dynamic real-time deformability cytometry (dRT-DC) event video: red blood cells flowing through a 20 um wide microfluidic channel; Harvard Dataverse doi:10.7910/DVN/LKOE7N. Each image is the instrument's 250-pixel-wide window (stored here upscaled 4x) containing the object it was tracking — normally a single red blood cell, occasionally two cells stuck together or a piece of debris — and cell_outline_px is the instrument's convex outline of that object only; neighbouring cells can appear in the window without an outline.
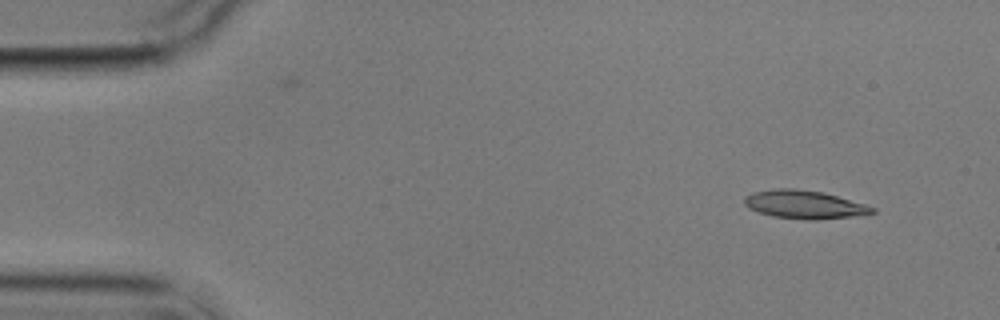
{"species": "common noctule bat (a hibernating species)", "species_latin": "Nyctalus noctula", "temperature_condition": "cold", "stored_images_in_passage": 4, "camera_frame_rate_fps": 3000, "um_per_image_px": 0.085, "animal": {"sex": "male", "body_mass_g": 17.9}, "frame": {"image": 1, "passage_image": 1, "time_ms": 0.0, "image_size_px": [1000, 320], "cell_outline_px": [[876, 212], [864, 216], [816, 220], [808, 220], [772, 216], [748, 208], [744, 204], [744, 196], [752, 192], [776, 188], [796, 188], [824, 192], [864, 204], [876, 208]], "centroid_in_image_um": [68.4, 17.39], "position_along_channel_um": 16.6, "area_um2": 21.44}}
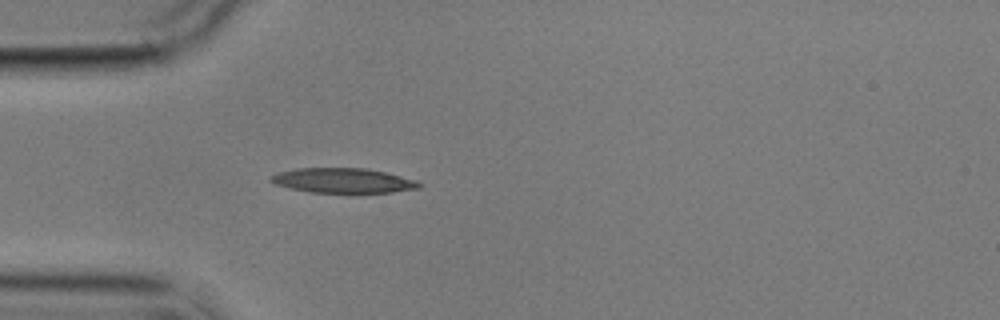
{"frame": {"image": 2, "passage_image": 4, "time_ms": 3.667, "image_size_px": [1000, 320], "cell_outline_px": [[424, 184], [420, 188], [392, 192], [312, 192], [292, 188], [276, 184], [268, 180], [268, 176], [276, 172], [296, 168], [364, 168], [384, 172], [416, 180]], "centroid_in_image_um": [29.14, 15.33], "position_along_channel_um": 55.9, "area_um2": 21.33}}